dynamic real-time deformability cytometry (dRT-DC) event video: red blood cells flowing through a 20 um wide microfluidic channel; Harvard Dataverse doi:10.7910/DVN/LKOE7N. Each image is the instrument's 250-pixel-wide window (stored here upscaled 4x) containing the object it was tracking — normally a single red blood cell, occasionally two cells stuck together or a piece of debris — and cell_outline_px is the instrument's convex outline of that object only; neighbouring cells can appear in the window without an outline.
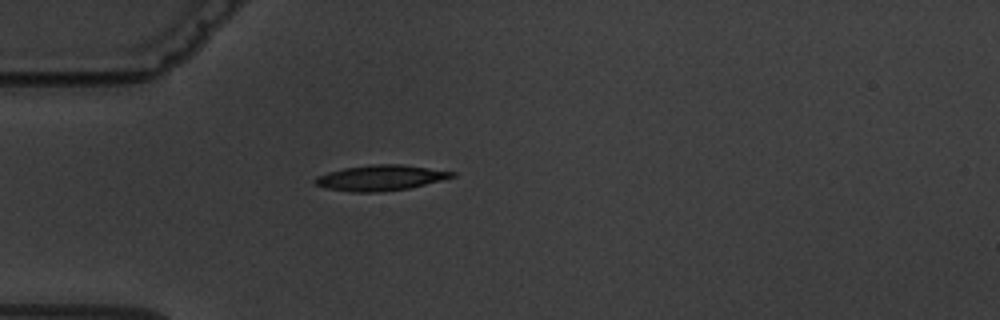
{"species": "common noctule bat (a hibernating species)", "species_latin": "Nyctalus noctula", "temperature_condition": "warm", "stored_images_in_passage": 2, "camera_frame_rate_fps": 3000, "um_per_image_px": 0.085, "animal": {"sex": "male", "body_mass_g": 19.5, "forearm_length_mm": 54.6}, "frame": {"image": 1, "passage_image": 1, "time_ms": 0.0, "image_size_px": [1000, 320], "cell_outline_px": [[456, 176], [408, 188], [380, 192], [352, 192], [324, 188], [316, 184], [312, 180], [316, 176], [328, 172], [344, 168], [372, 164], [400, 164], [456, 172]], "centroid_in_image_um": [32.29, 15.11], "position_along_channel_um": 52.7, "area_um2": 20.23}}